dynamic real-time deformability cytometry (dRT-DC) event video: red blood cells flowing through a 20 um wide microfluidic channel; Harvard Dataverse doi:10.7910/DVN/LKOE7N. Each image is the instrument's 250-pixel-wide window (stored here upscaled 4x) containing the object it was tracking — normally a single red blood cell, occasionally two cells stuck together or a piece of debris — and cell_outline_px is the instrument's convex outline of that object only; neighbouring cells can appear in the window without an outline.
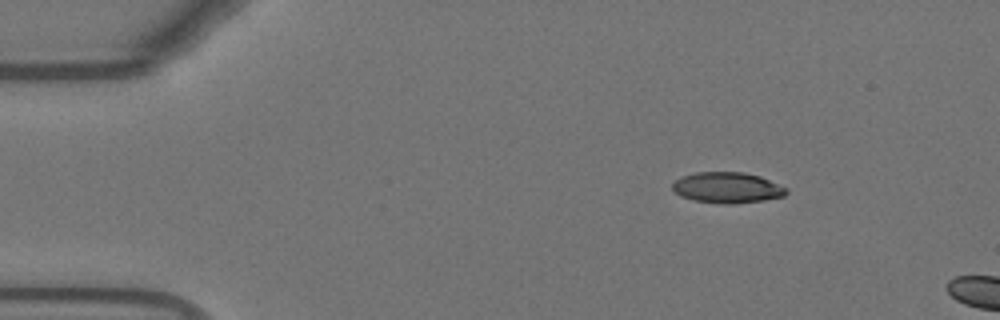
{"species": "Egyptian fruit bat (a non-hibernating species)", "species_latin": "Rousettus aegyptiacus", "temperature_condition": "warm", "stored_images_in_passage": 4, "camera_frame_rate_fps": 3000, "um_per_image_px": 0.085, "animal": {"sex": "female"}, "frame": {"image": 1, "passage_image": 1, "time_ms": 0.0, "image_size_px": [1000, 320], "cell_outline_px": [[788, 192], [784, 196], [764, 200], [736, 204], [724, 204], [692, 200], [680, 196], [672, 188], [672, 184], [680, 176], [696, 172], [744, 172], [760, 176], [788, 188]], "centroid_in_image_um": [61.82, 15.95], "position_along_channel_um": 23.2, "area_um2": 20.63}}